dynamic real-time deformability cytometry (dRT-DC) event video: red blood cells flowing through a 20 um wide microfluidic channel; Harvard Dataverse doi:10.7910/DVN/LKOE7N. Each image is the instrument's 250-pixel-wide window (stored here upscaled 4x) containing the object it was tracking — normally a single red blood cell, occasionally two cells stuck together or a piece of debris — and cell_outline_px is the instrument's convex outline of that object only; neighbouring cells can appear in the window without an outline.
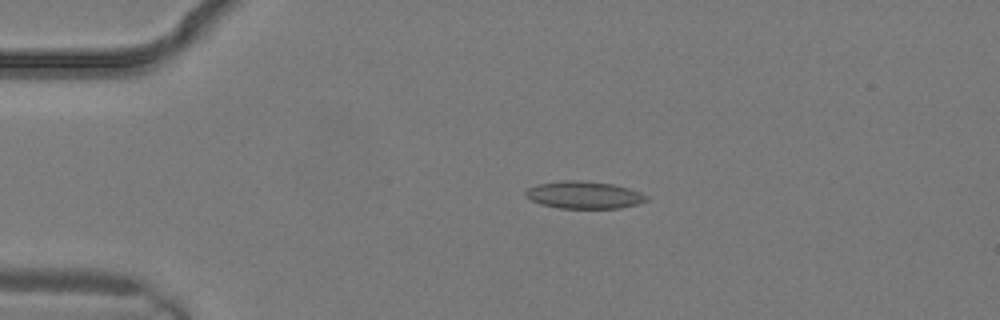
{"species": "common noctule bat (a hibernating species)", "species_latin": "Nyctalus noctula", "temperature_condition": "warm", "stored_images_in_passage": 1, "camera_frame_rate_fps": 3000, "um_per_image_px": 0.085, "animal": {"sex": "male", "body_mass_g": 19.2, "forearm_length_mm": 51.8}, "frame": {"image": 1, "passage_image": 1, "time_ms": 0.0, "image_size_px": [1000, 320], "cell_outline_px": [[648, 200], [636, 204], [620, 208], [560, 208], [540, 204], [524, 196], [524, 192], [528, 188], [536, 184], [564, 180], [580, 180], [612, 184], [628, 188], [640, 192], [648, 196]], "centroid_in_image_um": [49.61, 16.57], "position_along_channel_um": 35.4, "area_um2": 19.25}}